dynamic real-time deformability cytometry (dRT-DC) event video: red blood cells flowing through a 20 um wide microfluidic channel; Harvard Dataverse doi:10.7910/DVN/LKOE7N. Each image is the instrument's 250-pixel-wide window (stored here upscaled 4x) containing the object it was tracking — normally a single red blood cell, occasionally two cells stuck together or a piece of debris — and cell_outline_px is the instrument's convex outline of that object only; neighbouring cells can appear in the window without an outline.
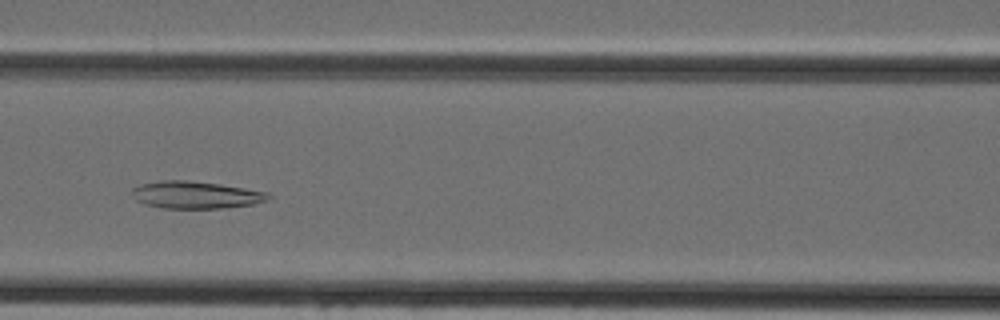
{"species": "Egyptian fruit bat (a non-hibernating species)", "species_latin": "Rousettus aegyptiacus", "temperature_condition": "cold", "stored_images_in_passage": 38, "camera_frame_rate_fps": 3000, "um_per_image_px": 0.085, "animal": {"sex": "female"}, "frame": {"image": 1, "passage_image": 11, "time_ms": 3.333, "image_size_px": [1000, 320], "cell_outline_px": [[272, 196], [268, 200], [252, 204], [224, 208], [160, 208], [144, 204], [136, 200], [132, 192], [132, 188], [140, 184], [160, 180], [184, 180], [220, 184], [268, 192]], "centroid_in_image_um": [16.63, 16.56], "position_along_channel_um": 150.0, "area_um2": 21.68}}
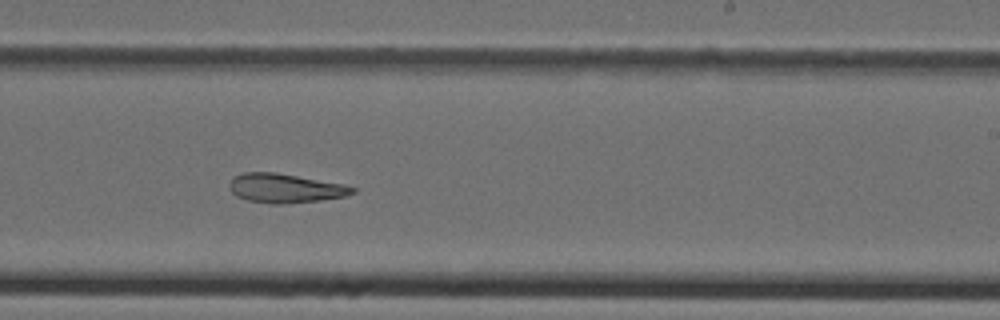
{"frame": {"image": 2, "passage_image": 19, "time_ms": 6.0, "image_size_px": [1000, 320], "cell_outline_px": [[356, 192], [344, 196], [320, 200], [284, 204], [272, 204], [248, 200], [236, 196], [228, 188], [228, 184], [232, 176], [244, 172], [276, 172], [344, 184], [356, 188]], "centroid_in_image_um": [24.2, 15.99], "position_along_channel_um": 264.8, "area_um2": 21.04}}
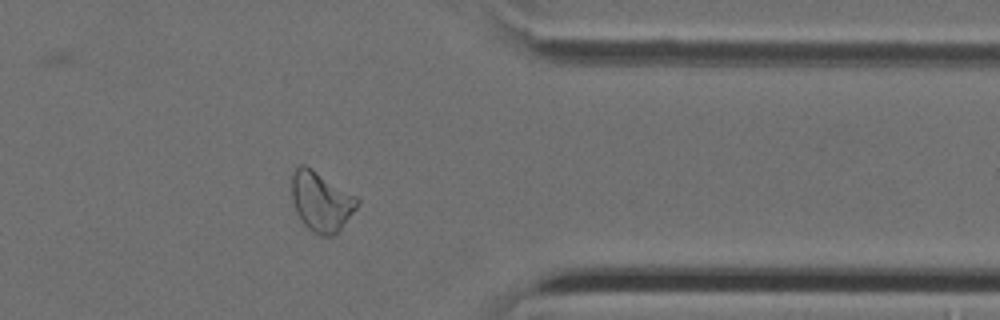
{"frame": {"image": 3, "passage_image": 28, "time_ms": 9.0, "image_size_px": [1000, 320], "cell_outline_px": [[360, 204], [340, 228], [332, 236], [320, 236], [312, 232], [300, 220], [296, 212], [292, 200], [292, 172], [300, 164], [304, 164], [312, 168], [356, 196], [360, 200]], "centroid_in_image_um": [27.28, 17.12], "position_along_channel_um": 384.1, "area_um2": 22.77}}